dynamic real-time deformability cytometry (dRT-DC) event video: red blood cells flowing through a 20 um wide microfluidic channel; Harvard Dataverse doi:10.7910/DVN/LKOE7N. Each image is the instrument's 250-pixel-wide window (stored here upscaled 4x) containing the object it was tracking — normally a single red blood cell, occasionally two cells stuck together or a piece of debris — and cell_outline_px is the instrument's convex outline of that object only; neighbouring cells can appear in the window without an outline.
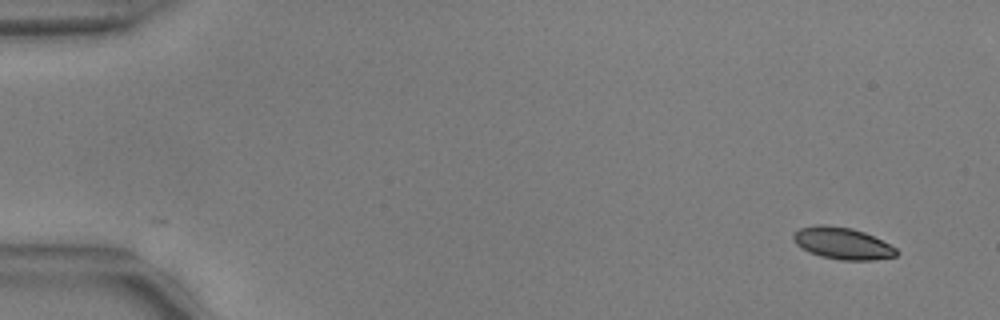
{"species": "common noctule bat (a hibernating species)", "species_latin": "Nyctalus noctula", "temperature_condition": "warm", "stored_images_in_passage": 53, "camera_frame_rate_fps": 3000, "um_per_image_px": 0.085, "animal": {"sex": "male", "body_mass_g": 17.9, "forearm_length_mm": 54.2}, "frame": {"image": 1, "passage_image": 1, "time_ms": 0.0, "image_size_px": [1000, 320], "cell_outline_px": [[900, 252], [896, 256], [872, 260], [840, 260], [820, 256], [808, 252], [796, 244], [792, 240], [792, 232], [800, 228], [816, 224], [824, 224], [852, 228], [864, 232], [896, 248]], "centroid_in_image_um": [71.55, 20.68], "position_along_channel_um": 13.4, "area_um2": 19.25}}
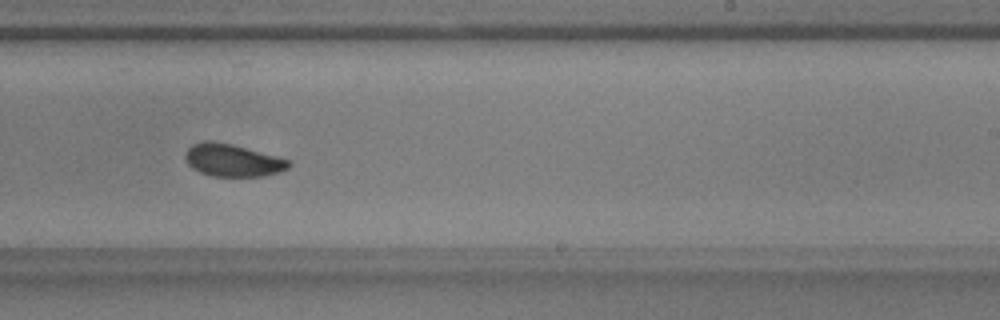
{"frame": {"image": 2, "passage_image": 32, "time_ms": 10.333, "image_size_px": [1000, 320], "cell_outline_px": [[292, 164], [288, 168], [280, 172], [264, 176], [212, 176], [200, 172], [192, 168], [188, 164], [184, 156], [188, 148], [192, 144], [204, 140], [212, 140], [232, 144], [276, 156], [288, 160]], "centroid_in_image_um": [19.75, 13.62], "position_along_channel_um": 269.2, "area_um2": 19.59}}
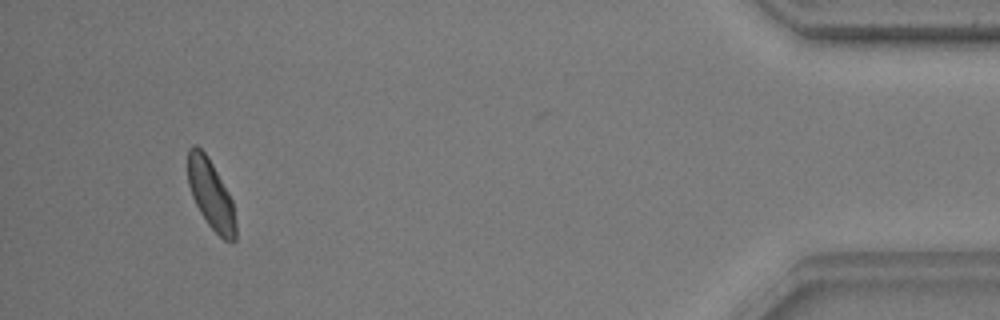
{"frame": {"image": 3, "passage_image": 49, "time_ms": 16.0, "image_size_px": [1000, 320], "cell_outline_px": [[236, 240], [232, 244], [224, 240], [208, 224], [200, 212], [192, 196], [188, 184], [188, 148], [192, 144], [196, 144], [208, 156], [228, 192], [232, 200], [236, 224]], "centroid_in_image_um": [17.93, 16.53], "position_along_channel_um": 417.3, "area_um2": 19.36}, "authors_computed_cell_mechanics": {"area_um2": 19.7098, "velocity_mm_per_s": 3.7426, "shape_relaxation_time_tau1_ms": 3.6654, "shape_relaxation_time_tau2_ms": 1.6847, "deformation_change_tau1": 0.1257, "deformation_change_tau2": 0.0536}}